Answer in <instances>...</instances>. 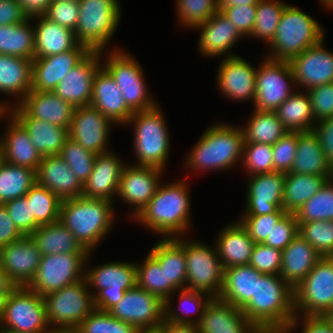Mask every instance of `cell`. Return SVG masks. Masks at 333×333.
<instances>
[{"instance_id":"obj_1","label":"cell","mask_w":333,"mask_h":333,"mask_svg":"<svg viewBox=\"0 0 333 333\" xmlns=\"http://www.w3.org/2000/svg\"><path fill=\"white\" fill-rule=\"evenodd\" d=\"M188 180L174 179L160 183L155 195L144 208L132 218L141 227L159 234L161 238L188 236L191 225V195Z\"/></svg>"},{"instance_id":"obj_2","label":"cell","mask_w":333,"mask_h":333,"mask_svg":"<svg viewBox=\"0 0 333 333\" xmlns=\"http://www.w3.org/2000/svg\"><path fill=\"white\" fill-rule=\"evenodd\" d=\"M241 311L261 333H285L295 317L294 290L280 275L262 274Z\"/></svg>"},{"instance_id":"obj_3","label":"cell","mask_w":333,"mask_h":333,"mask_svg":"<svg viewBox=\"0 0 333 333\" xmlns=\"http://www.w3.org/2000/svg\"><path fill=\"white\" fill-rule=\"evenodd\" d=\"M185 157L183 169L189 172L226 171L241 164L244 134L240 126L216 122L204 131ZM235 165V166H234ZM185 167V168H184Z\"/></svg>"},{"instance_id":"obj_4","label":"cell","mask_w":333,"mask_h":333,"mask_svg":"<svg viewBox=\"0 0 333 333\" xmlns=\"http://www.w3.org/2000/svg\"><path fill=\"white\" fill-rule=\"evenodd\" d=\"M114 209V203L108 200L83 196L70 198L62 200L59 222L88 252H94L116 224Z\"/></svg>"},{"instance_id":"obj_5","label":"cell","mask_w":333,"mask_h":333,"mask_svg":"<svg viewBox=\"0 0 333 333\" xmlns=\"http://www.w3.org/2000/svg\"><path fill=\"white\" fill-rule=\"evenodd\" d=\"M159 103L152 109L137 111L125 126L133 128L134 165L153 166L165 171L171 152L167 119ZM134 126V127H133Z\"/></svg>"},{"instance_id":"obj_6","label":"cell","mask_w":333,"mask_h":333,"mask_svg":"<svg viewBox=\"0 0 333 333\" xmlns=\"http://www.w3.org/2000/svg\"><path fill=\"white\" fill-rule=\"evenodd\" d=\"M297 6L287 5L272 43L268 46L267 58L290 61L308 47L325 38V30L314 17ZM270 48V49H269Z\"/></svg>"},{"instance_id":"obj_7","label":"cell","mask_w":333,"mask_h":333,"mask_svg":"<svg viewBox=\"0 0 333 333\" xmlns=\"http://www.w3.org/2000/svg\"><path fill=\"white\" fill-rule=\"evenodd\" d=\"M79 20L75 29L78 44L90 51H105L122 19L120 0H78ZM109 43V44H108Z\"/></svg>"},{"instance_id":"obj_8","label":"cell","mask_w":333,"mask_h":333,"mask_svg":"<svg viewBox=\"0 0 333 333\" xmlns=\"http://www.w3.org/2000/svg\"><path fill=\"white\" fill-rule=\"evenodd\" d=\"M93 253L89 252L87 255L84 277L94 296L95 308L108 312L123 298L127 290L137 285L136 263L119 260L90 267Z\"/></svg>"},{"instance_id":"obj_9","label":"cell","mask_w":333,"mask_h":333,"mask_svg":"<svg viewBox=\"0 0 333 333\" xmlns=\"http://www.w3.org/2000/svg\"><path fill=\"white\" fill-rule=\"evenodd\" d=\"M102 51L101 65L110 73L120 88L127 106L133 111H145L157 106V100L147 88L142 65L130 52L120 48ZM141 65V66H140ZM153 96V97H152Z\"/></svg>"},{"instance_id":"obj_10","label":"cell","mask_w":333,"mask_h":333,"mask_svg":"<svg viewBox=\"0 0 333 333\" xmlns=\"http://www.w3.org/2000/svg\"><path fill=\"white\" fill-rule=\"evenodd\" d=\"M293 290L295 316H333V256L321 257Z\"/></svg>"},{"instance_id":"obj_11","label":"cell","mask_w":333,"mask_h":333,"mask_svg":"<svg viewBox=\"0 0 333 333\" xmlns=\"http://www.w3.org/2000/svg\"><path fill=\"white\" fill-rule=\"evenodd\" d=\"M51 329H77L95 309L94 296L85 277L58 291L43 296Z\"/></svg>"},{"instance_id":"obj_12","label":"cell","mask_w":333,"mask_h":333,"mask_svg":"<svg viewBox=\"0 0 333 333\" xmlns=\"http://www.w3.org/2000/svg\"><path fill=\"white\" fill-rule=\"evenodd\" d=\"M184 238L186 289L204 292L212 298H218L223 286L224 267L215 244L209 246L187 236Z\"/></svg>"},{"instance_id":"obj_13","label":"cell","mask_w":333,"mask_h":333,"mask_svg":"<svg viewBox=\"0 0 333 333\" xmlns=\"http://www.w3.org/2000/svg\"><path fill=\"white\" fill-rule=\"evenodd\" d=\"M0 331L52 333L43 297L26 286L16 287L8 296L0 318Z\"/></svg>"},{"instance_id":"obj_14","label":"cell","mask_w":333,"mask_h":333,"mask_svg":"<svg viewBox=\"0 0 333 333\" xmlns=\"http://www.w3.org/2000/svg\"><path fill=\"white\" fill-rule=\"evenodd\" d=\"M263 59L257 66L253 108L275 111L296 89L295 80L289 61Z\"/></svg>"},{"instance_id":"obj_15","label":"cell","mask_w":333,"mask_h":333,"mask_svg":"<svg viewBox=\"0 0 333 333\" xmlns=\"http://www.w3.org/2000/svg\"><path fill=\"white\" fill-rule=\"evenodd\" d=\"M88 254H52L41 257L37 272L26 286L45 296L84 278Z\"/></svg>"},{"instance_id":"obj_16","label":"cell","mask_w":333,"mask_h":333,"mask_svg":"<svg viewBox=\"0 0 333 333\" xmlns=\"http://www.w3.org/2000/svg\"><path fill=\"white\" fill-rule=\"evenodd\" d=\"M165 303L137 285L127 290L123 298L108 312L139 331L156 330L165 320Z\"/></svg>"},{"instance_id":"obj_17","label":"cell","mask_w":333,"mask_h":333,"mask_svg":"<svg viewBox=\"0 0 333 333\" xmlns=\"http://www.w3.org/2000/svg\"><path fill=\"white\" fill-rule=\"evenodd\" d=\"M164 173V170L153 166L125 165L116 198L133 207L129 218H134L152 199L163 182Z\"/></svg>"},{"instance_id":"obj_18","label":"cell","mask_w":333,"mask_h":333,"mask_svg":"<svg viewBox=\"0 0 333 333\" xmlns=\"http://www.w3.org/2000/svg\"><path fill=\"white\" fill-rule=\"evenodd\" d=\"M285 177L277 171L248 176L245 211L240 216L286 213L282 209Z\"/></svg>"},{"instance_id":"obj_19","label":"cell","mask_w":333,"mask_h":333,"mask_svg":"<svg viewBox=\"0 0 333 333\" xmlns=\"http://www.w3.org/2000/svg\"><path fill=\"white\" fill-rule=\"evenodd\" d=\"M114 123L95 107L81 106L74 109L69 137L96 155L110 152L109 136Z\"/></svg>"},{"instance_id":"obj_20","label":"cell","mask_w":333,"mask_h":333,"mask_svg":"<svg viewBox=\"0 0 333 333\" xmlns=\"http://www.w3.org/2000/svg\"><path fill=\"white\" fill-rule=\"evenodd\" d=\"M256 71L257 68L240 55L223 57L216 73V87L227 100L249 101L253 105L256 93Z\"/></svg>"},{"instance_id":"obj_21","label":"cell","mask_w":333,"mask_h":333,"mask_svg":"<svg viewBox=\"0 0 333 333\" xmlns=\"http://www.w3.org/2000/svg\"><path fill=\"white\" fill-rule=\"evenodd\" d=\"M324 43L325 38L289 61L297 89L333 83V52Z\"/></svg>"},{"instance_id":"obj_22","label":"cell","mask_w":333,"mask_h":333,"mask_svg":"<svg viewBox=\"0 0 333 333\" xmlns=\"http://www.w3.org/2000/svg\"><path fill=\"white\" fill-rule=\"evenodd\" d=\"M102 51H90L53 89L74 108L90 105L93 79L102 66Z\"/></svg>"},{"instance_id":"obj_23","label":"cell","mask_w":333,"mask_h":333,"mask_svg":"<svg viewBox=\"0 0 333 333\" xmlns=\"http://www.w3.org/2000/svg\"><path fill=\"white\" fill-rule=\"evenodd\" d=\"M41 252L30 236H23L0 248V267L17 285L27 286L35 276Z\"/></svg>"},{"instance_id":"obj_24","label":"cell","mask_w":333,"mask_h":333,"mask_svg":"<svg viewBox=\"0 0 333 333\" xmlns=\"http://www.w3.org/2000/svg\"><path fill=\"white\" fill-rule=\"evenodd\" d=\"M90 52L81 44L72 50L47 57H34L32 61L31 90L53 91L59 82Z\"/></svg>"},{"instance_id":"obj_25","label":"cell","mask_w":333,"mask_h":333,"mask_svg":"<svg viewBox=\"0 0 333 333\" xmlns=\"http://www.w3.org/2000/svg\"><path fill=\"white\" fill-rule=\"evenodd\" d=\"M196 29L200 34L197 51L202 56L208 59L216 56H220L221 59L222 56L224 58L237 56L232 48L237 45L239 39L243 40L244 37L220 11H217L209 20L196 26L193 30Z\"/></svg>"},{"instance_id":"obj_26","label":"cell","mask_w":333,"mask_h":333,"mask_svg":"<svg viewBox=\"0 0 333 333\" xmlns=\"http://www.w3.org/2000/svg\"><path fill=\"white\" fill-rule=\"evenodd\" d=\"M113 150L96 156L93 170L83 184L82 196L104 199L114 203L119 190V182L127 163Z\"/></svg>"},{"instance_id":"obj_27","label":"cell","mask_w":333,"mask_h":333,"mask_svg":"<svg viewBox=\"0 0 333 333\" xmlns=\"http://www.w3.org/2000/svg\"><path fill=\"white\" fill-rule=\"evenodd\" d=\"M199 333H261L240 308L219 298H211L197 324Z\"/></svg>"},{"instance_id":"obj_28","label":"cell","mask_w":333,"mask_h":333,"mask_svg":"<svg viewBox=\"0 0 333 333\" xmlns=\"http://www.w3.org/2000/svg\"><path fill=\"white\" fill-rule=\"evenodd\" d=\"M90 105L117 126L118 124L125 126L134 114L125 103L115 80L103 66L97 70L94 76Z\"/></svg>"},{"instance_id":"obj_29","label":"cell","mask_w":333,"mask_h":333,"mask_svg":"<svg viewBox=\"0 0 333 333\" xmlns=\"http://www.w3.org/2000/svg\"><path fill=\"white\" fill-rule=\"evenodd\" d=\"M4 135L0 134L1 159L6 163L37 171L42 156L31 142L24 127L6 111ZM7 131V132H6Z\"/></svg>"},{"instance_id":"obj_30","label":"cell","mask_w":333,"mask_h":333,"mask_svg":"<svg viewBox=\"0 0 333 333\" xmlns=\"http://www.w3.org/2000/svg\"><path fill=\"white\" fill-rule=\"evenodd\" d=\"M17 105L30 118L70 129L75 108L53 91L31 90Z\"/></svg>"},{"instance_id":"obj_31","label":"cell","mask_w":333,"mask_h":333,"mask_svg":"<svg viewBox=\"0 0 333 333\" xmlns=\"http://www.w3.org/2000/svg\"><path fill=\"white\" fill-rule=\"evenodd\" d=\"M7 112L24 127L42 157L59 155L69 138V129L30 118L18 105L12 106Z\"/></svg>"},{"instance_id":"obj_32","label":"cell","mask_w":333,"mask_h":333,"mask_svg":"<svg viewBox=\"0 0 333 333\" xmlns=\"http://www.w3.org/2000/svg\"><path fill=\"white\" fill-rule=\"evenodd\" d=\"M36 182L62 200L82 196L83 185L59 155L42 158L36 171Z\"/></svg>"},{"instance_id":"obj_33","label":"cell","mask_w":333,"mask_h":333,"mask_svg":"<svg viewBox=\"0 0 333 333\" xmlns=\"http://www.w3.org/2000/svg\"><path fill=\"white\" fill-rule=\"evenodd\" d=\"M234 221L220 229L214 242L224 269L249 264L255 245L242 224Z\"/></svg>"},{"instance_id":"obj_34","label":"cell","mask_w":333,"mask_h":333,"mask_svg":"<svg viewBox=\"0 0 333 333\" xmlns=\"http://www.w3.org/2000/svg\"><path fill=\"white\" fill-rule=\"evenodd\" d=\"M32 61L0 54V92L14 97L6 102V110L17 105L32 88Z\"/></svg>"},{"instance_id":"obj_35","label":"cell","mask_w":333,"mask_h":333,"mask_svg":"<svg viewBox=\"0 0 333 333\" xmlns=\"http://www.w3.org/2000/svg\"><path fill=\"white\" fill-rule=\"evenodd\" d=\"M320 258L314 247L298 234L282 251L279 275L294 289Z\"/></svg>"},{"instance_id":"obj_36","label":"cell","mask_w":333,"mask_h":333,"mask_svg":"<svg viewBox=\"0 0 333 333\" xmlns=\"http://www.w3.org/2000/svg\"><path fill=\"white\" fill-rule=\"evenodd\" d=\"M149 253L159 262L166 274V283L177 290L185 289L187 282L184 236L177 238H159Z\"/></svg>"},{"instance_id":"obj_37","label":"cell","mask_w":333,"mask_h":333,"mask_svg":"<svg viewBox=\"0 0 333 333\" xmlns=\"http://www.w3.org/2000/svg\"><path fill=\"white\" fill-rule=\"evenodd\" d=\"M35 30V57H47L72 50L78 42L74 31L44 16L32 19Z\"/></svg>"},{"instance_id":"obj_38","label":"cell","mask_w":333,"mask_h":333,"mask_svg":"<svg viewBox=\"0 0 333 333\" xmlns=\"http://www.w3.org/2000/svg\"><path fill=\"white\" fill-rule=\"evenodd\" d=\"M262 273L246 265L224 269V280L219 299L242 309L255 295L256 279Z\"/></svg>"},{"instance_id":"obj_39","label":"cell","mask_w":333,"mask_h":333,"mask_svg":"<svg viewBox=\"0 0 333 333\" xmlns=\"http://www.w3.org/2000/svg\"><path fill=\"white\" fill-rule=\"evenodd\" d=\"M30 237L41 252V256L52 254H88L73 233L59 221L39 226Z\"/></svg>"},{"instance_id":"obj_40","label":"cell","mask_w":333,"mask_h":333,"mask_svg":"<svg viewBox=\"0 0 333 333\" xmlns=\"http://www.w3.org/2000/svg\"><path fill=\"white\" fill-rule=\"evenodd\" d=\"M291 172L307 175H333L319 139L313 131L298 132L297 153Z\"/></svg>"},{"instance_id":"obj_41","label":"cell","mask_w":333,"mask_h":333,"mask_svg":"<svg viewBox=\"0 0 333 333\" xmlns=\"http://www.w3.org/2000/svg\"><path fill=\"white\" fill-rule=\"evenodd\" d=\"M331 178H333V175L286 173L282 209L286 213L295 214Z\"/></svg>"},{"instance_id":"obj_42","label":"cell","mask_w":333,"mask_h":333,"mask_svg":"<svg viewBox=\"0 0 333 333\" xmlns=\"http://www.w3.org/2000/svg\"><path fill=\"white\" fill-rule=\"evenodd\" d=\"M175 294H178V296ZM174 296L179 298V306L173 305L174 300L172 299L175 298ZM211 298L212 297L204 292L186 288L176 290L165 302V321L176 324L197 325L203 316L206 304L210 301ZM192 314L196 315L195 319H193L194 317L191 316ZM189 316L191 317L189 318Z\"/></svg>"},{"instance_id":"obj_43","label":"cell","mask_w":333,"mask_h":333,"mask_svg":"<svg viewBox=\"0 0 333 333\" xmlns=\"http://www.w3.org/2000/svg\"><path fill=\"white\" fill-rule=\"evenodd\" d=\"M275 110L284 128L289 132L312 131L316 123L312 110L311 100L307 90L296 89Z\"/></svg>"},{"instance_id":"obj_44","label":"cell","mask_w":333,"mask_h":333,"mask_svg":"<svg viewBox=\"0 0 333 333\" xmlns=\"http://www.w3.org/2000/svg\"><path fill=\"white\" fill-rule=\"evenodd\" d=\"M32 19L19 24L0 26V54L33 60L35 30Z\"/></svg>"},{"instance_id":"obj_45","label":"cell","mask_w":333,"mask_h":333,"mask_svg":"<svg viewBox=\"0 0 333 333\" xmlns=\"http://www.w3.org/2000/svg\"><path fill=\"white\" fill-rule=\"evenodd\" d=\"M242 128L244 143L273 145L288 131L284 128L275 111H252L251 117Z\"/></svg>"},{"instance_id":"obj_46","label":"cell","mask_w":333,"mask_h":333,"mask_svg":"<svg viewBox=\"0 0 333 333\" xmlns=\"http://www.w3.org/2000/svg\"><path fill=\"white\" fill-rule=\"evenodd\" d=\"M35 183V170L0 160V204L24 197Z\"/></svg>"},{"instance_id":"obj_47","label":"cell","mask_w":333,"mask_h":333,"mask_svg":"<svg viewBox=\"0 0 333 333\" xmlns=\"http://www.w3.org/2000/svg\"><path fill=\"white\" fill-rule=\"evenodd\" d=\"M135 263L137 286L165 303L177 289L171 283H166V274L159 262L148 253L144 260Z\"/></svg>"},{"instance_id":"obj_48","label":"cell","mask_w":333,"mask_h":333,"mask_svg":"<svg viewBox=\"0 0 333 333\" xmlns=\"http://www.w3.org/2000/svg\"><path fill=\"white\" fill-rule=\"evenodd\" d=\"M25 197L35 218V230L59 221L62 199L58 195L36 182Z\"/></svg>"},{"instance_id":"obj_49","label":"cell","mask_w":333,"mask_h":333,"mask_svg":"<svg viewBox=\"0 0 333 333\" xmlns=\"http://www.w3.org/2000/svg\"><path fill=\"white\" fill-rule=\"evenodd\" d=\"M288 4L281 0H260L257 4L256 19L251 38L264 41L269 46L275 36L276 29L285 7Z\"/></svg>"},{"instance_id":"obj_50","label":"cell","mask_w":333,"mask_h":333,"mask_svg":"<svg viewBox=\"0 0 333 333\" xmlns=\"http://www.w3.org/2000/svg\"><path fill=\"white\" fill-rule=\"evenodd\" d=\"M298 223L333 220V178L295 213Z\"/></svg>"},{"instance_id":"obj_51","label":"cell","mask_w":333,"mask_h":333,"mask_svg":"<svg viewBox=\"0 0 333 333\" xmlns=\"http://www.w3.org/2000/svg\"><path fill=\"white\" fill-rule=\"evenodd\" d=\"M176 15L184 29H194L205 23L217 11V0H176Z\"/></svg>"},{"instance_id":"obj_52","label":"cell","mask_w":333,"mask_h":333,"mask_svg":"<svg viewBox=\"0 0 333 333\" xmlns=\"http://www.w3.org/2000/svg\"><path fill=\"white\" fill-rule=\"evenodd\" d=\"M59 156L67 163L79 182L83 185L90 176L96 154L83 148L70 137L64 142Z\"/></svg>"},{"instance_id":"obj_53","label":"cell","mask_w":333,"mask_h":333,"mask_svg":"<svg viewBox=\"0 0 333 333\" xmlns=\"http://www.w3.org/2000/svg\"><path fill=\"white\" fill-rule=\"evenodd\" d=\"M301 235L321 257L333 256V220L299 223Z\"/></svg>"},{"instance_id":"obj_54","label":"cell","mask_w":333,"mask_h":333,"mask_svg":"<svg viewBox=\"0 0 333 333\" xmlns=\"http://www.w3.org/2000/svg\"><path fill=\"white\" fill-rule=\"evenodd\" d=\"M80 333H138L139 330L127 322L113 317L109 312L94 309L77 328Z\"/></svg>"},{"instance_id":"obj_55","label":"cell","mask_w":333,"mask_h":333,"mask_svg":"<svg viewBox=\"0 0 333 333\" xmlns=\"http://www.w3.org/2000/svg\"><path fill=\"white\" fill-rule=\"evenodd\" d=\"M241 163L247 176L274 172L272 145L244 143Z\"/></svg>"},{"instance_id":"obj_56","label":"cell","mask_w":333,"mask_h":333,"mask_svg":"<svg viewBox=\"0 0 333 333\" xmlns=\"http://www.w3.org/2000/svg\"><path fill=\"white\" fill-rule=\"evenodd\" d=\"M298 132L285 133L272 145L274 171L291 172L297 153Z\"/></svg>"},{"instance_id":"obj_57","label":"cell","mask_w":333,"mask_h":333,"mask_svg":"<svg viewBox=\"0 0 333 333\" xmlns=\"http://www.w3.org/2000/svg\"><path fill=\"white\" fill-rule=\"evenodd\" d=\"M286 213H270L256 216H239L238 221L247 230L255 244H263L273 227Z\"/></svg>"},{"instance_id":"obj_58","label":"cell","mask_w":333,"mask_h":333,"mask_svg":"<svg viewBox=\"0 0 333 333\" xmlns=\"http://www.w3.org/2000/svg\"><path fill=\"white\" fill-rule=\"evenodd\" d=\"M282 251L264 244H255L249 265L262 274L279 275Z\"/></svg>"},{"instance_id":"obj_59","label":"cell","mask_w":333,"mask_h":333,"mask_svg":"<svg viewBox=\"0 0 333 333\" xmlns=\"http://www.w3.org/2000/svg\"><path fill=\"white\" fill-rule=\"evenodd\" d=\"M298 234L299 223L295 214L286 213L275 224L263 244L283 251Z\"/></svg>"},{"instance_id":"obj_60","label":"cell","mask_w":333,"mask_h":333,"mask_svg":"<svg viewBox=\"0 0 333 333\" xmlns=\"http://www.w3.org/2000/svg\"><path fill=\"white\" fill-rule=\"evenodd\" d=\"M79 11L78 0H52L44 17L75 32Z\"/></svg>"},{"instance_id":"obj_61","label":"cell","mask_w":333,"mask_h":333,"mask_svg":"<svg viewBox=\"0 0 333 333\" xmlns=\"http://www.w3.org/2000/svg\"><path fill=\"white\" fill-rule=\"evenodd\" d=\"M17 229L24 235L30 236L35 231V218L31 216L30 204L26 197L17 198L3 204Z\"/></svg>"},{"instance_id":"obj_62","label":"cell","mask_w":333,"mask_h":333,"mask_svg":"<svg viewBox=\"0 0 333 333\" xmlns=\"http://www.w3.org/2000/svg\"><path fill=\"white\" fill-rule=\"evenodd\" d=\"M315 121L333 117V83L323 84L307 90Z\"/></svg>"},{"instance_id":"obj_63","label":"cell","mask_w":333,"mask_h":333,"mask_svg":"<svg viewBox=\"0 0 333 333\" xmlns=\"http://www.w3.org/2000/svg\"><path fill=\"white\" fill-rule=\"evenodd\" d=\"M257 5H239L224 8L221 13L228 18L243 37L250 36L256 19Z\"/></svg>"},{"instance_id":"obj_64","label":"cell","mask_w":333,"mask_h":333,"mask_svg":"<svg viewBox=\"0 0 333 333\" xmlns=\"http://www.w3.org/2000/svg\"><path fill=\"white\" fill-rule=\"evenodd\" d=\"M299 325L301 333H333L332 316H295L285 333L300 330L297 328Z\"/></svg>"},{"instance_id":"obj_65","label":"cell","mask_w":333,"mask_h":333,"mask_svg":"<svg viewBox=\"0 0 333 333\" xmlns=\"http://www.w3.org/2000/svg\"><path fill=\"white\" fill-rule=\"evenodd\" d=\"M312 131L317 135L325 158L333 168V117L318 120Z\"/></svg>"},{"instance_id":"obj_66","label":"cell","mask_w":333,"mask_h":333,"mask_svg":"<svg viewBox=\"0 0 333 333\" xmlns=\"http://www.w3.org/2000/svg\"><path fill=\"white\" fill-rule=\"evenodd\" d=\"M23 236L13 223L6 207L0 204V248L21 239Z\"/></svg>"},{"instance_id":"obj_67","label":"cell","mask_w":333,"mask_h":333,"mask_svg":"<svg viewBox=\"0 0 333 333\" xmlns=\"http://www.w3.org/2000/svg\"><path fill=\"white\" fill-rule=\"evenodd\" d=\"M27 19L16 0H0V26L19 24Z\"/></svg>"},{"instance_id":"obj_68","label":"cell","mask_w":333,"mask_h":333,"mask_svg":"<svg viewBox=\"0 0 333 333\" xmlns=\"http://www.w3.org/2000/svg\"><path fill=\"white\" fill-rule=\"evenodd\" d=\"M28 19L44 16L52 0H16Z\"/></svg>"},{"instance_id":"obj_69","label":"cell","mask_w":333,"mask_h":333,"mask_svg":"<svg viewBox=\"0 0 333 333\" xmlns=\"http://www.w3.org/2000/svg\"><path fill=\"white\" fill-rule=\"evenodd\" d=\"M16 287L17 285L0 267V318L3 315L8 296Z\"/></svg>"},{"instance_id":"obj_70","label":"cell","mask_w":333,"mask_h":333,"mask_svg":"<svg viewBox=\"0 0 333 333\" xmlns=\"http://www.w3.org/2000/svg\"><path fill=\"white\" fill-rule=\"evenodd\" d=\"M157 330L160 333H199L197 325L176 324L165 320Z\"/></svg>"},{"instance_id":"obj_71","label":"cell","mask_w":333,"mask_h":333,"mask_svg":"<svg viewBox=\"0 0 333 333\" xmlns=\"http://www.w3.org/2000/svg\"><path fill=\"white\" fill-rule=\"evenodd\" d=\"M260 0H217L218 11L239 5H257Z\"/></svg>"},{"instance_id":"obj_72","label":"cell","mask_w":333,"mask_h":333,"mask_svg":"<svg viewBox=\"0 0 333 333\" xmlns=\"http://www.w3.org/2000/svg\"><path fill=\"white\" fill-rule=\"evenodd\" d=\"M323 9H328L333 11V0H319L318 1Z\"/></svg>"},{"instance_id":"obj_73","label":"cell","mask_w":333,"mask_h":333,"mask_svg":"<svg viewBox=\"0 0 333 333\" xmlns=\"http://www.w3.org/2000/svg\"><path fill=\"white\" fill-rule=\"evenodd\" d=\"M52 333H80L77 329H60L54 330Z\"/></svg>"},{"instance_id":"obj_74","label":"cell","mask_w":333,"mask_h":333,"mask_svg":"<svg viewBox=\"0 0 333 333\" xmlns=\"http://www.w3.org/2000/svg\"><path fill=\"white\" fill-rule=\"evenodd\" d=\"M6 111H7L6 109H4L3 107L0 106V123L2 121H5V119H6Z\"/></svg>"},{"instance_id":"obj_75","label":"cell","mask_w":333,"mask_h":333,"mask_svg":"<svg viewBox=\"0 0 333 333\" xmlns=\"http://www.w3.org/2000/svg\"><path fill=\"white\" fill-rule=\"evenodd\" d=\"M138 333H160V332L156 329V330H144V331H139Z\"/></svg>"},{"instance_id":"obj_76","label":"cell","mask_w":333,"mask_h":333,"mask_svg":"<svg viewBox=\"0 0 333 333\" xmlns=\"http://www.w3.org/2000/svg\"><path fill=\"white\" fill-rule=\"evenodd\" d=\"M6 101L4 100L3 102L0 100V106L3 107L4 109H6Z\"/></svg>"},{"instance_id":"obj_77","label":"cell","mask_w":333,"mask_h":333,"mask_svg":"<svg viewBox=\"0 0 333 333\" xmlns=\"http://www.w3.org/2000/svg\"><path fill=\"white\" fill-rule=\"evenodd\" d=\"M0 333H13V332L0 331Z\"/></svg>"}]
</instances>
